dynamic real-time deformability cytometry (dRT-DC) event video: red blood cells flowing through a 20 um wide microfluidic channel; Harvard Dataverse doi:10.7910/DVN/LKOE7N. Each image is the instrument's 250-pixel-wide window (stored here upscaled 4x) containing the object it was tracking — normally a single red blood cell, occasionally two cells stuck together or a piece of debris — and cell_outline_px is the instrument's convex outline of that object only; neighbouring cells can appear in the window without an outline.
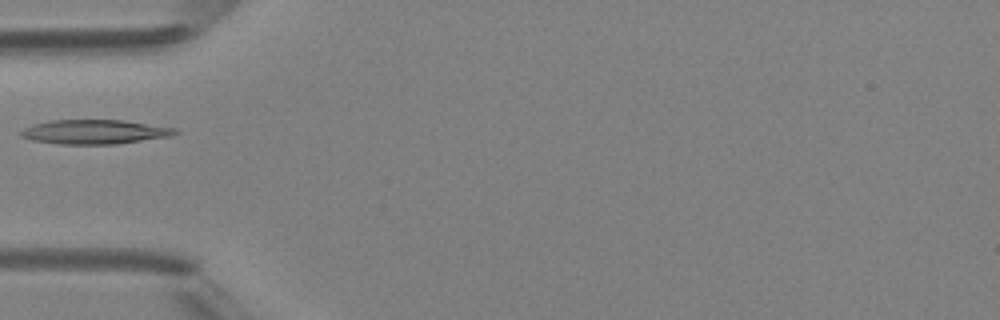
{"species": "Egyptian fruit bat (a non-hibernating species)", "species_latin": "Rousettus aegyptiacus", "temperature_condition": "room temperature", "stored_images_in_passage": 2, "camera_frame_rate_fps": 3000, "um_per_image_px": 0.085, "animal": {"sex": "female"}, "frame": {"image": 1, "passage_image": 2, "time_ms": 1.0, "image_size_px": [1000, 320], "cell_outline_px": [[180, 132], [172, 136], [116, 144], [60, 144], [32, 140], [20, 136], [20, 132], [24, 128], [36, 124], [52, 120], [124, 120], [176, 128]], "centroid_in_image_um": [8.09, 11.21], "position_along_channel_um": 76.9, "area_um2": 21.79}}